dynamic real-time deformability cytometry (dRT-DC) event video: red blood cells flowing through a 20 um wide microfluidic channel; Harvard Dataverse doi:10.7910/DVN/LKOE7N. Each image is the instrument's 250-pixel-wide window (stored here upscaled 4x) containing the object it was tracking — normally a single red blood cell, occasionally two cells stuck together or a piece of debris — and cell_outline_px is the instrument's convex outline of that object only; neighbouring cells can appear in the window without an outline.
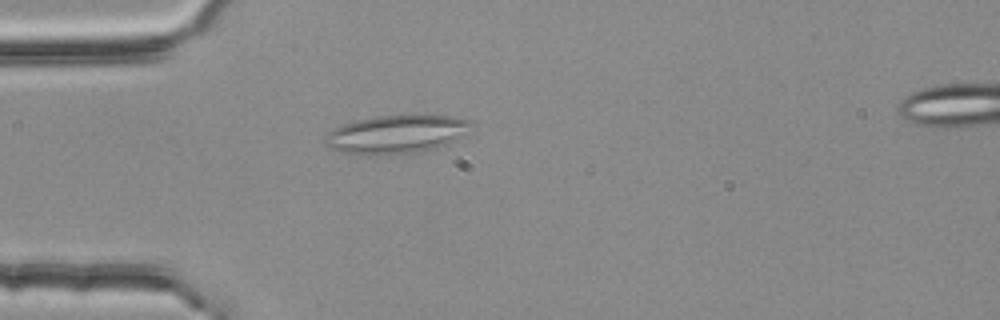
{"species": "common noctule bat (a hibernating species)", "species_latin": "Nyctalus noctula", "temperature_condition": "room temperature", "stored_images_in_passage": 54, "segment_of_instrument_passage": [1, 2], "camera_frame_rate_fps": 3000, "um_per_image_px": 0.085, "animal": {"sex": "female", "body_mass_g": 25.1}, "frame": {"image": 1, "passage_image": 15, "time_ms": 4.667, "image_size_px": [1000, 320], "cell_outline_px": [[472, 124], [468, 136], [448, 144], [416, 152], [340, 152], [328, 148], [324, 144], [324, 140], [328, 132], [332, 128], [356, 120], [372, 116], [416, 112], [452, 116], [468, 120]], "centroid_in_image_um": [33.78, 11.32], "position_along_channel_um": 51.2, "area_um2": 33.0}}